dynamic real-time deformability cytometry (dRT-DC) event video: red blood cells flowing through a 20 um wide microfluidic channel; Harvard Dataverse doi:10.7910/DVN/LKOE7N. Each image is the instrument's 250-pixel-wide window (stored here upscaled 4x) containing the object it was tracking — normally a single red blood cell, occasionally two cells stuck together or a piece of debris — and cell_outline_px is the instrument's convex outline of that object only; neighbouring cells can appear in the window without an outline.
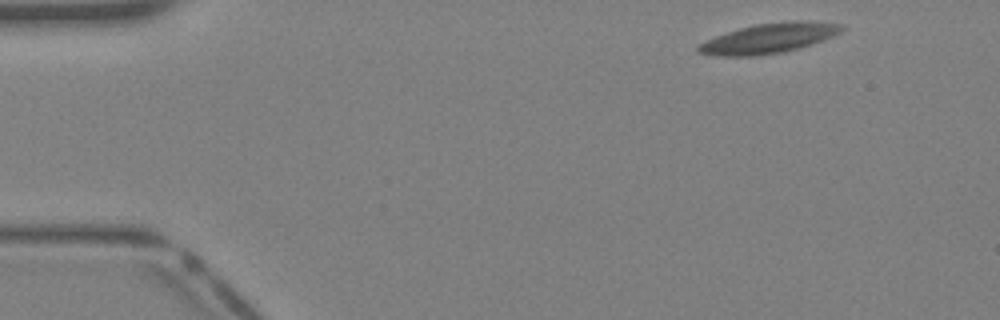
{"species": "Egyptian fruit bat (a non-hibernating species)", "species_latin": "Rousettus aegyptiacus", "temperature_condition": "warm", "stored_images_in_passage": 38, "camera_frame_rate_fps": 3000, "um_per_image_px": 0.085, "animal": {"sex": "female"}, "frame": {"image": 1, "passage_image": 1, "time_ms": 0.0, "image_size_px": [1000, 320], "cell_outline_px": [[844, 28], [840, 32], [832, 36], [812, 44], [784, 52], [752, 56], [720, 56], [696, 52], [696, 48], [700, 44], [716, 36], [740, 28], [756, 24], [788, 20], [800, 20], [840, 24]], "centroid_in_image_um": [65.36, 3.25], "position_along_channel_um": 19.6, "area_um2": 24.68}}
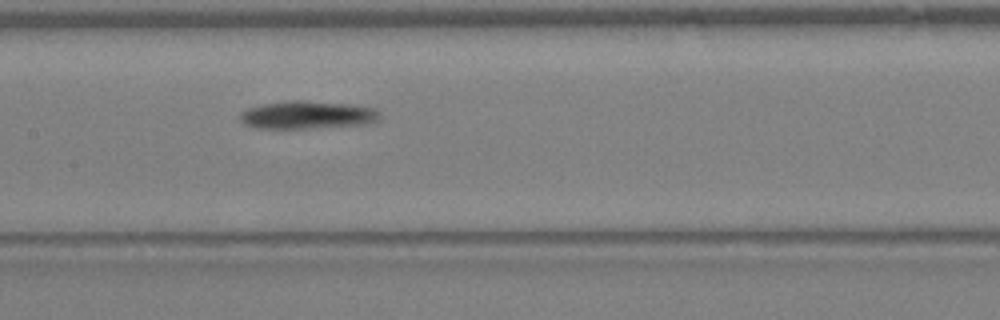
{"frame": {"image": 2, "passage_image": 17, "time_ms": 5.333, "image_size_px": [1000, 320], "cell_outline_px": [[380, 120], [364, 124], [308, 128], [256, 128], [244, 124], [240, 120], [240, 112], [248, 108], [264, 104], [292, 100], [296, 100], [352, 104], [376, 108], [380, 112]], "centroid_in_image_um": [26.15, 9.77], "position_along_channel_um": 181.3, "area_um2": 22.66}}
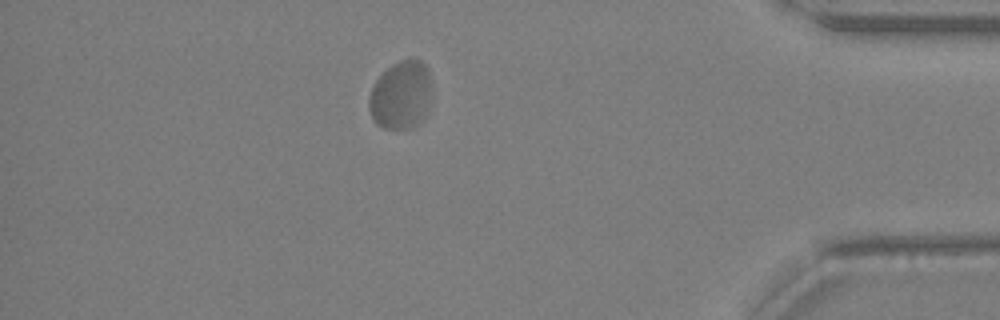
{"frame": {"image": 3, "passage_image": 33, "time_ms": 10.667, "image_size_px": [1000, 320], "cell_outline_px": [[432, 92], [428, 112], [424, 120], [416, 128], [384, 128], [376, 124], [372, 120], [368, 108], [368, 100], [372, 88], [376, 80], [392, 64], [408, 56], [412, 56], [420, 60], [428, 68], [432, 80]], "centroid_in_image_um": [34.13, 8.08], "position_along_channel_um": 401.1, "area_um2": 25.95}}